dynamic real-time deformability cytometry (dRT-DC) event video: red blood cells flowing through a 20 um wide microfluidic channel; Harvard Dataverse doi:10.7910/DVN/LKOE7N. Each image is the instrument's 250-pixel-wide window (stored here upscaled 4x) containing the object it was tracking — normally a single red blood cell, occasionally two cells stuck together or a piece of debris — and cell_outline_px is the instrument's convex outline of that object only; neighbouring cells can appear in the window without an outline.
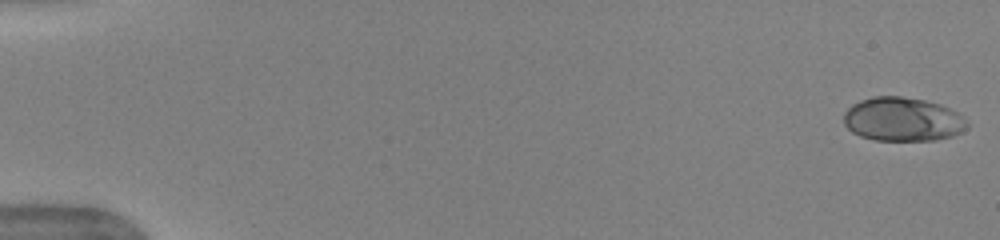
{"species": "human", "species_latin": "Homo sapiens", "temperature_condition": "warm", "stored_images_in_passage": 51, "camera_frame_rate_fps": 3000, "um_per_image_px": 0.085, "donor": {"sex": "female"}, "frame": {"image": 1, "passage_image": 1, "time_ms": 0.0, "image_size_px": [1000, 240], "cell_outline_px": [[968, 128], [952, 136], [932, 140], [876, 140], [860, 136], [852, 132], [844, 124], [844, 112], [852, 104], [860, 100], [872, 96], [900, 96], [924, 100], [940, 104], [964, 116], [968, 124]], "centroid_in_image_um": [76.72, 10.14], "position_along_channel_um": 8.3, "area_um2": 31.56}}
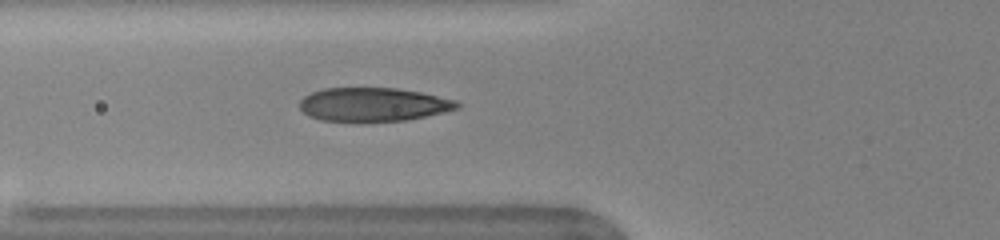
{"frame": {"image": 2, "passage_image": 20, "time_ms": 6.333, "image_size_px": [1000, 240], "cell_outline_px": [[460, 108], [444, 112], [404, 120], [320, 120], [308, 116], [300, 108], [300, 100], [304, 96], [312, 92], [324, 88], [396, 88], [420, 92], [456, 100], [460, 104]], "centroid_in_image_um": [31.72, 8.86], "position_along_channel_um": 94.1, "area_um2": 30.4}}
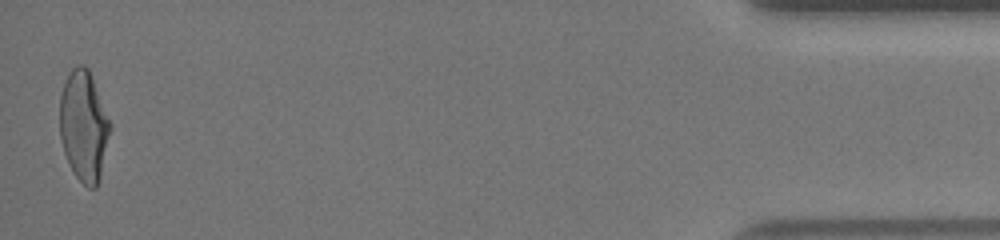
{"frame": {"image": 3, "passage_image": 51, "time_ms": 16.667, "image_size_px": [1000, 240], "cell_outline_px": [[112, 128], [100, 176], [96, 188], [88, 188], [76, 176], [64, 152], [60, 140], [60, 96], [68, 72], [76, 64], [84, 64], [88, 68], [112, 124]], "centroid_in_image_um": [7.13, 10.68], "position_along_channel_um": 428.1, "area_um2": 32.48}, "authors_computed_cell_mechanics": {"area_um2": 31.5588, "velocity_mm_per_s": 3.9857, "shape_relaxation_time_tau1_ms": 4.1388, "shape_relaxation_time_tau2_ms": null, "deformation_change_tau1": 0.2141, "deformation_change_tau2": null}}